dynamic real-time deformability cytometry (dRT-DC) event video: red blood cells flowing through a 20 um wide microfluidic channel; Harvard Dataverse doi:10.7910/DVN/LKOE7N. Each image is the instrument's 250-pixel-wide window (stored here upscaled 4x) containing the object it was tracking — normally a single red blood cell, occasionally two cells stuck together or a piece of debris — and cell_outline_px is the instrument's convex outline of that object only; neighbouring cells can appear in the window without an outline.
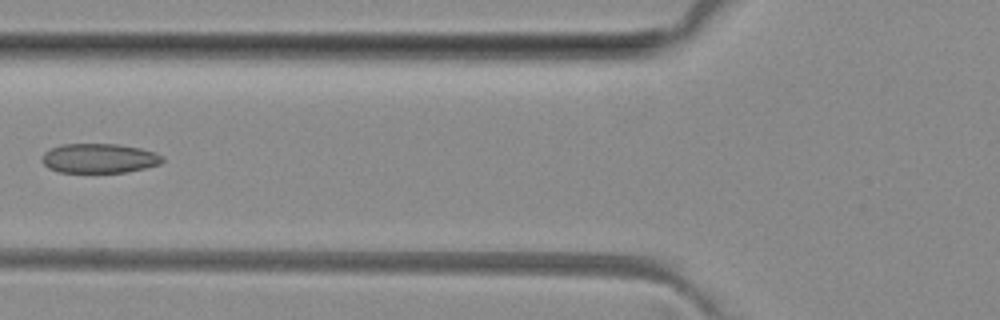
{"species": "common noctule bat (a hibernating species)", "species_latin": "Nyctalus noctula", "temperature_condition": "room temperature", "stored_images_in_passage": 6, "camera_frame_rate_fps": 3000, "um_per_image_px": 0.085, "animal": {"sex": "female", "body_mass_g": 29.2, "forearm_length_mm": 56.3}, "frame": {"image": 1, "passage_image": 5, "time_ms": 4.667, "image_size_px": [1000, 320], "cell_outline_px": [[164, 160], [160, 164], [144, 168], [124, 172], [56, 172], [48, 168], [40, 160], [44, 152], [52, 148], [64, 144], [116, 144], [140, 148], [156, 152], [164, 156]], "centroid_in_image_um": [8.43, 13.45], "position_along_channel_um": 117.4, "area_um2": 20.75}}
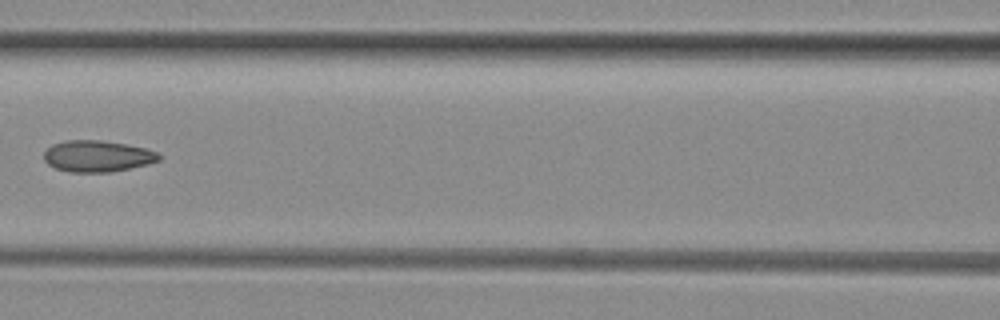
{"frame": {"image": 2, "passage_image": 6, "time_ms": 5.667, "image_size_px": [1000, 320], "cell_outline_px": [[164, 156], [160, 160], [148, 164], [112, 172], [68, 172], [56, 168], [48, 164], [44, 160], [44, 152], [52, 144], [68, 140], [100, 140], [124, 144], [144, 148], [160, 152]], "centroid_in_image_um": [8.31, 13.28], "position_along_channel_um": 158.3, "area_um2": 21.15}}